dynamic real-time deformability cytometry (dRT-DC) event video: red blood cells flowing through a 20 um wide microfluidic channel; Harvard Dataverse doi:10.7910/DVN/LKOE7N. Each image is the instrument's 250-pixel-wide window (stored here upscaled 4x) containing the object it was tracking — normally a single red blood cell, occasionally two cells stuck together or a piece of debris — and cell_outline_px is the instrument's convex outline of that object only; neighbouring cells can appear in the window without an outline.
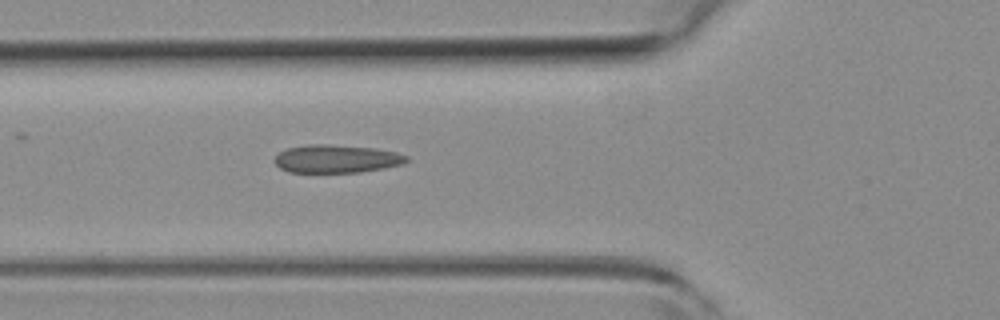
{"species": "common noctule bat (a hibernating species)", "species_latin": "Nyctalus noctula", "temperature_condition": "room temperature", "stored_images_in_passage": 3, "camera_frame_rate_fps": 3000, "um_per_image_px": 0.085, "animal": {"sex": "female", "body_mass_g": 19.3, "forearm_length_mm": 54.1}, "frame": {"image": 1, "passage_image": 3, "time_ms": 0.667, "image_size_px": [1000, 320], "cell_outline_px": [[408, 160], [404, 164], [384, 168], [360, 172], [288, 172], [280, 168], [272, 160], [280, 152], [288, 148], [308, 144], [328, 144], [376, 148], [396, 152], [408, 156]], "centroid_in_image_um": [28.61, 13.49], "position_along_channel_um": 97.2, "area_um2": 21.68}}